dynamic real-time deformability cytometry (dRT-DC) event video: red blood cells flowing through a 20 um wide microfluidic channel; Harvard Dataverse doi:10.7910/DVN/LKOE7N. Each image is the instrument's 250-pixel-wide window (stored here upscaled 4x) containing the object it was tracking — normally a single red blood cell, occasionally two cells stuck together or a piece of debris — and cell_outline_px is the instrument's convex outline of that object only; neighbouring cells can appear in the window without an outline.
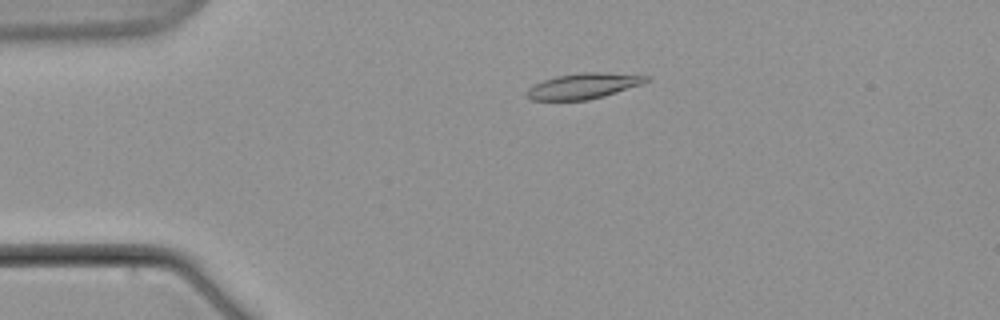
{"species": "common noctule bat (a hibernating species)", "species_latin": "Nyctalus noctula", "temperature_condition": "warm", "stored_images_in_passage": 5, "camera_frame_rate_fps": 3000, "um_per_image_px": 0.085, "animal": {"sex": "male", "body_mass_g": 21.5, "forearm_length_mm": 52.0}, "frame": {"image": 1, "passage_image": 4, "time_ms": 3.667, "image_size_px": [1000, 320], "cell_outline_px": [[648, 80], [644, 84], [604, 96], [588, 100], [532, 100], [528, 96], [528, 88], [544, 80], [556, 76], [580, 72], [608, 72], [648, 76]], "centroid_in_image_um": [49.64, 7.3], "position_along_channel_um": 35.4, "area_um2": 17.74}}